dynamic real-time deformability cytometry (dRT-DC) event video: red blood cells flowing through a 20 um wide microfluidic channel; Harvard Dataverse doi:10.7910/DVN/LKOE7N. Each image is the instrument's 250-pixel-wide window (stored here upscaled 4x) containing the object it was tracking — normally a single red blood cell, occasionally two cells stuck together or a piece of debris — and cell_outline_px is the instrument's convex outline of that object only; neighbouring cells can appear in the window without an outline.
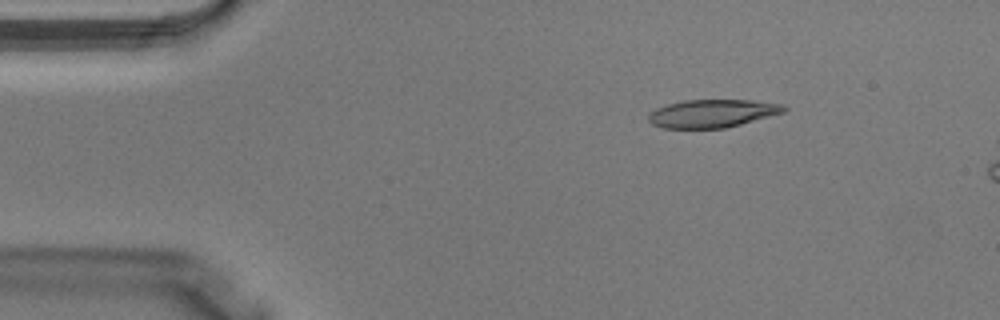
{"species": "Egyptian fruit bat (a non-hibernating species)", "species_latin": "Rousettus aegyptiacus", "temperature_condition": "warm", "stored_images_in_passage": 7, "camera_frame_rate_fps": 3000, "um_per_image_px": 0.085, "animal": {"sex": "male"}, "frame": {"image": 1, "passage_image": 1, "time_ms": 0.0, "image_size_px": [1000, 320], "cell_outline_px": [[788, 108], [784, 112], [740, 124], [724, 128], [664, 128], [652, 124], [648, 120], [648, 116], [656, 108], [668, 104], [684, 100], [752, 100], [784, 104]], "centroid_in_image_um": [60.56, 9.63], "position_along_channel_um": 24.4, "area_um2": 21.96}}